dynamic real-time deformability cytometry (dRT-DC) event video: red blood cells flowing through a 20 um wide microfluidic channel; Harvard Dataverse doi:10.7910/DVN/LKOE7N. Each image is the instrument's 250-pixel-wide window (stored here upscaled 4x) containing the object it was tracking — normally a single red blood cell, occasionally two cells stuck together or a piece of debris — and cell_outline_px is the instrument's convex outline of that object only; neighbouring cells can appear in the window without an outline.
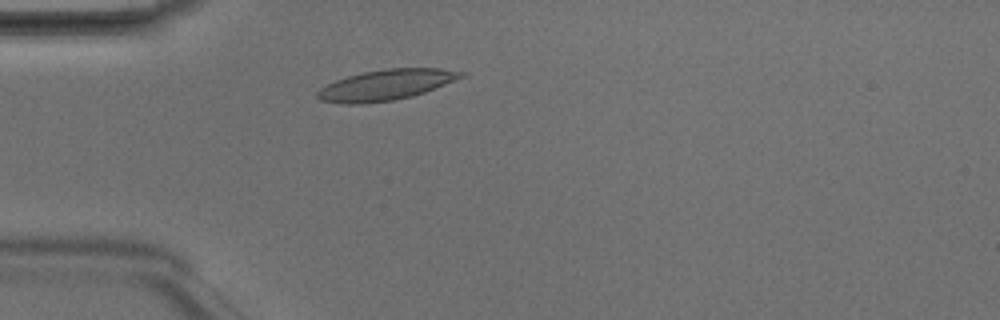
{"species": "Egyptian fruit bat (a non-hibernating species)", "species_latin": "Rousettus aegyptiacus", "temperature_condition": "room temperature", "stored_images_in_passage": 43, "camera_frame_rate_fps": 3000, "um_per_image_px": 0.085, "animal": {"sex": "male"}, "frame": {"image": 1, "passage_image": 8, "time_ms": 2.333, "image_size_px": [1000, 320], "cell_outline_px": [[464, 76], [424, 92], [412, 96], [392, 100], [360, 104], [340, 104], [320, 100], [316, 96], [316, 92], [320, 88], [336, 80], [348, 76], [364, 72], [384, 68], [440, 68], [464, 72]], "centroid_in_image_um": [32.75, 7.22], "position_along_channel_um": 52.2, "area_um2": 25.37}}
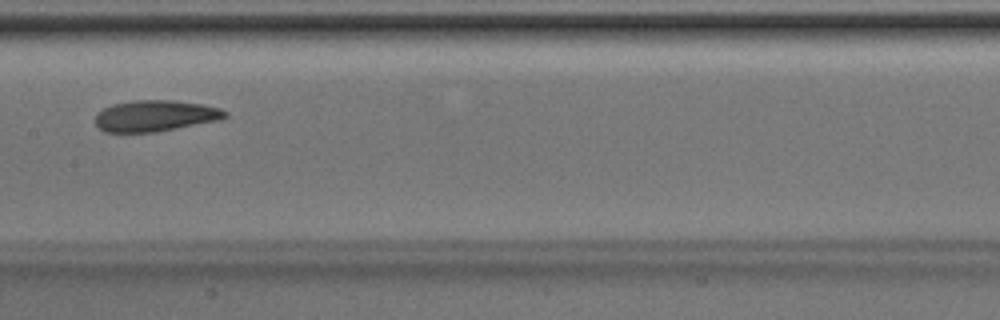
{"frame": {"image": 2, "passage_image": 19, "time_ms": 6.0, "image_size_px": [1000, 320], "cell_outline_px": [[228, 116], [220, 120], [156, 132], [104, 132], [96, 124], [96, 116], [104, 108], [112, 104], [132, 100], [172, 100], [204, 104], [220, 108], [228, 112]], "centroid_in_image_um": [13.24, 9.84], "position_along_channel_um": 194.2, "area_um2": 23.64}}
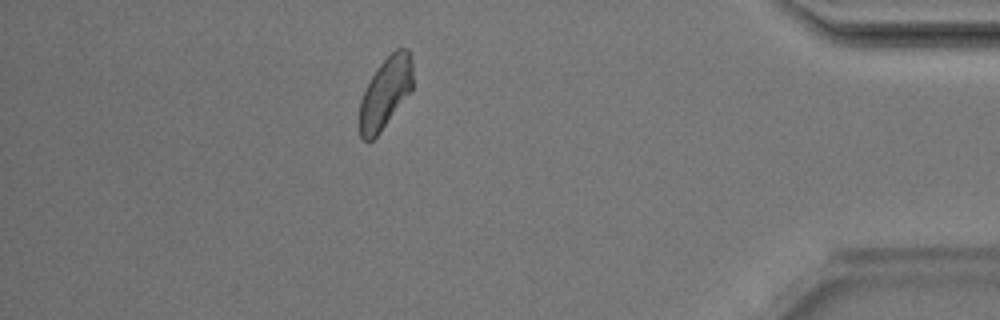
{"frame": {"image": 3, "passage_image": 37, "time_ms": 12.0, "image_size_px": [1000, 320], "cell_outline_px": [[412, 92], [380, 132], [372, 140], [364, 140], [360, 136], [360, 100], [372, 76], [380, 64], [396, 48], [408, 48], [412, 60]], "centroid_in_image_um": [32.79, 7.88], "position_along_channel_um": 402.4, "area_um2": 21.96}, "authors_computed_cell_mechanics": {"area_um2": 23.6402, "velocity_mm_per_s": 4.1572, "shape_relaxation_time_tau1_ms": 3.3705, "shape_relaxation_time_tau2_ms": 2.7715, "deformation_change_tau1": 0.1092, "deformation_change_tau2": 0.0876}}